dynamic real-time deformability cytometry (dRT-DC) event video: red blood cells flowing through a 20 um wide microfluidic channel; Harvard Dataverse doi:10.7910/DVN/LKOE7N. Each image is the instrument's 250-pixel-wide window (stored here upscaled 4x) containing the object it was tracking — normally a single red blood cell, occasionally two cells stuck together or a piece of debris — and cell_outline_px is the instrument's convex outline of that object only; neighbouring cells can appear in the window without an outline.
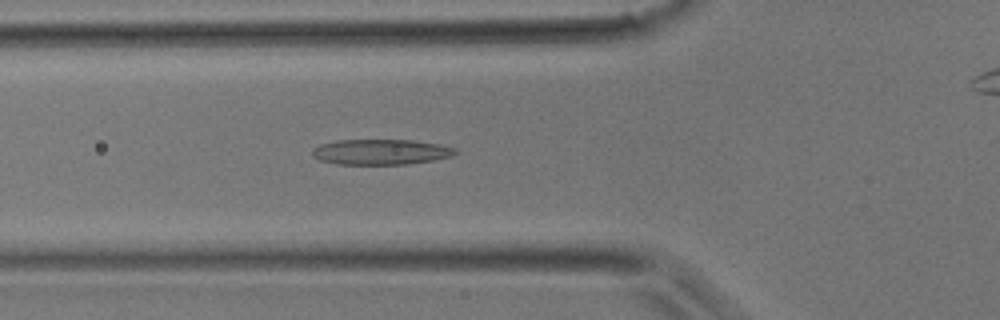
{"species": "common noctule bat (a hibernating species)", "species_latin": "Nyctalus noctula", "temperature_condition": "room temperature", "stored_images_in_passage": 39, "camera_frame_rate_fps": 3000, "um_per_image_px": 0.085, "animal": {"sex": "male", "body_mass_g": 17.9}, "frame": {"image": 1, "passage_image": 13, "time_ms": 4.0, "image_size_px": [1000, 320], "cell_outline_px": [[456, 152], [452, 156], [432, 160], [408, 164], [336, 164], [320, 160], [312, 156], [312, 148], [320, 144], [336, 140], [412, 140], [440, 144], [456, 148]], "centroid_in_image_um": [32.34, 12.91], "position_along_channel_um": 93.5, "area_um2": 21.21}}
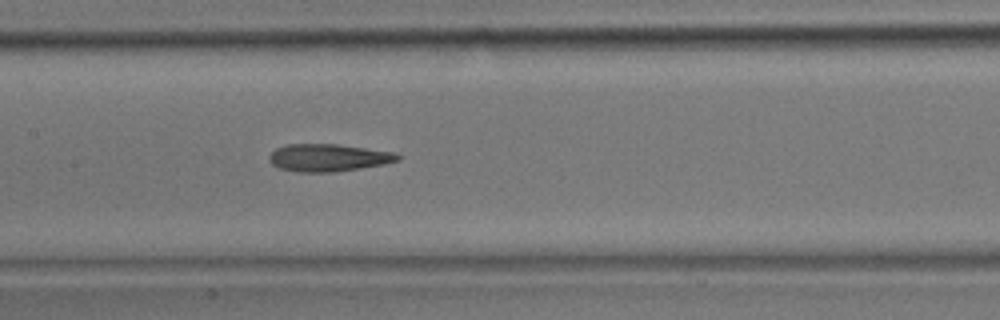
{"frame": {"image": 2, "passage_image": 18, "time_ms": 5.667, "image_size_px": [1000, 320], "cell_outline_px": [[400, 160], [384, 164], [336, 172], [300, 172], [280, 168], [272, 164], [268, 160], [268, 156], [276, 148], [288, 144], [336, 144], [396, 152], [400, 156]], "centroid_in_image_um": [27.91, 13.4], "position_along_channel_um": 179.5, "area_um2": 20.58}}
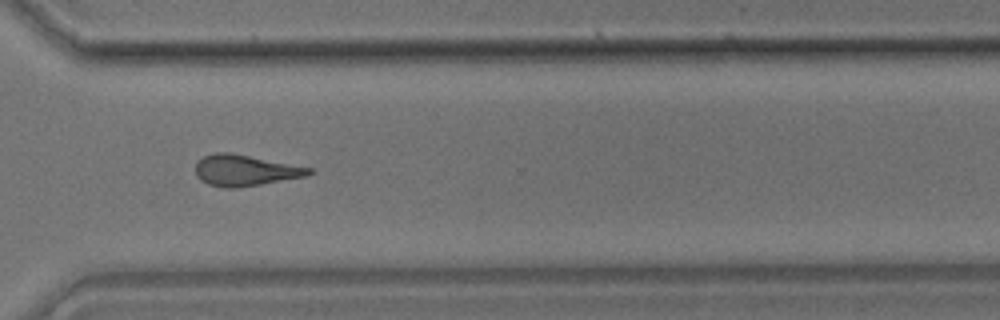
{"frame": {"image": 3, "passage_image": 28, "time_ms": 9.0, "image_size_px": [1000, 320], "cell_outline_px": [[312, 172], [308, 176], [260, 184], [232, 188], [224, 188], [208, 184], [200, 180], [196, 176], [196, 164], [204, 156], [216, 152], [228, 152], [312, 168]], "centroid_in_image_um": [20.81, 14.49], "position_along_channel_um": 349.8, "area_um2": 20.23}}